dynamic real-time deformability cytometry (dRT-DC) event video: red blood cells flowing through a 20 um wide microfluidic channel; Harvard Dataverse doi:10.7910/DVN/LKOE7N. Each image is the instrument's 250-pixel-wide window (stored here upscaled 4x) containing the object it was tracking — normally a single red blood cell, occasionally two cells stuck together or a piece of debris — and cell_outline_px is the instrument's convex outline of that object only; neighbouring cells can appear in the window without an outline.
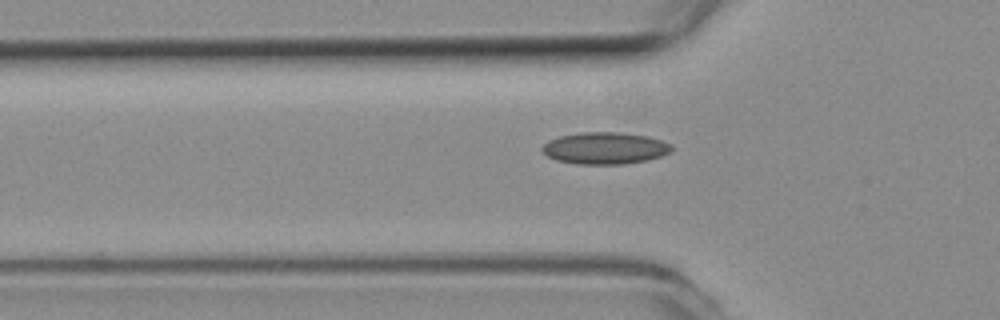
{"species": "common noctule bat (a hibernating species)", "species_latin": "Nyctalus noctula", "temperature_condition": "room temperature", "stored_images_in_passage": 3, "camera_frame_rate_fps": 3000, "um_per_image_px": 0.085, "animal": {"sex": "female", "body_mass_g": 19.3, "forearm_length_mm": 54.1}, "frame": {"image": 1, "passage_image": 3, "time_ms": 0.667, "image_size_px": [1000, 320], "cell_outline_px": [[672, 148], [668, 152], [660, 156], [648, 160], [624, 164], [576, 164], [556, 160], [548, 156], [540, 148], [548, 140], [560, 136], [580, 132], [620, 132], [648, 136], [672, 144]], "centroid_in_image_um": [51.4, 12.59], "position_along_channel_um": 74.4, "area_um2": 24.04}}